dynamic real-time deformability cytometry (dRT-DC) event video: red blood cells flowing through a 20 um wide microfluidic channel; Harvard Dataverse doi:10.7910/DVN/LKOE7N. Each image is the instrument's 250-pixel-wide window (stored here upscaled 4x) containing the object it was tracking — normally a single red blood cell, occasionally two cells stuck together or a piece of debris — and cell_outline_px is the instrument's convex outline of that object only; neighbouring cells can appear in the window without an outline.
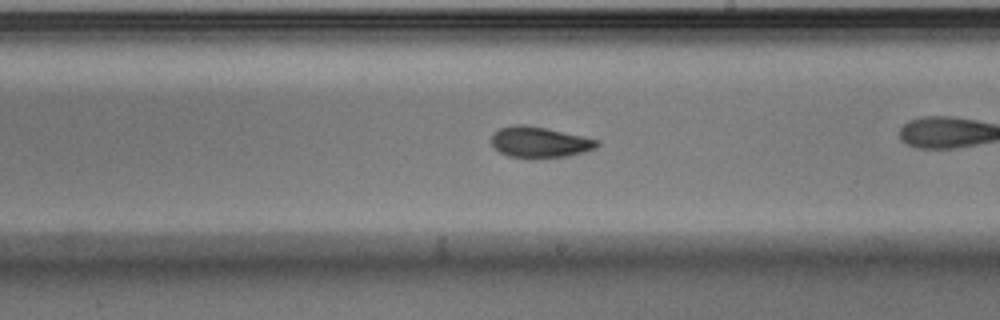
{"species": "Egyptian fruit bat (a non-hibernating species)", "species_latin": "Rousettus aegyptiacus", "temperature_condition": "warm", "stored_images_in_passage": 43, "camera_frame_rate_fps": 3000, "um_per_image_px": 0.085, "animal": {"sex": "male"}, "frame": {"image": 1, "passage_image": 31, "time_ms": 10.0, "image_size_px": [1000, 320], "cell_outline_px": [[600, 144], [596, 148], [584, 152], [568, 156], [536, 160], [532, 160], [508, 156], [500, 152], [492, 144], [492, 136], [500, 128], [520, 124], [524, 124], [584, 136], [600, 140]], "centroid_in_image_um": [45.91, 12.12], "position_along_channel_um": 243.1, "area_um2": 19.31}}